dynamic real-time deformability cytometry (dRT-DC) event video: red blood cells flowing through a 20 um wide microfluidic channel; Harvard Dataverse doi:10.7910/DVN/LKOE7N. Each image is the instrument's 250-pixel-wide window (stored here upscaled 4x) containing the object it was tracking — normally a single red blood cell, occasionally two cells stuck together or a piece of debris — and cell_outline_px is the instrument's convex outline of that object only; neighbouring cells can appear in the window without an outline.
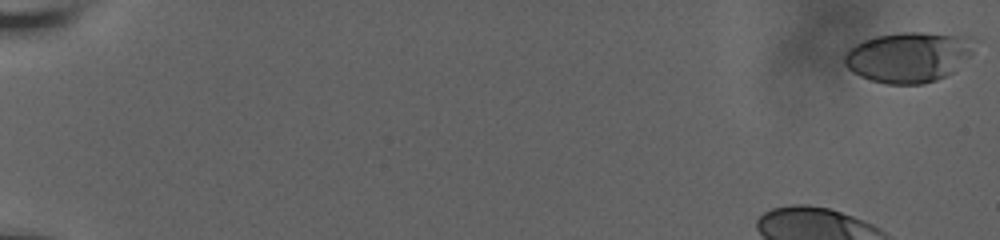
{"species": "human", "species_latin": "Homo sapiens", "temperature_condition": "room temperature", "stored_images_in_passage": 17, "camera_frame_rate_fps": 3000, "um_per_image_px": 0.085, "donor": {"sex": "male"}, "frame": {"image": 1, "passage_image": 1, "time_ms": 0.0, "image_size_px": [1000, 240], "cell_outline_px": [[980, 40], [972, 52], [952, 72], [936, 80], [924, 84], [888, 84], [872, 80], [860, 76], [852, 72], [844, 64], [844, 56], [856, 44], [864, 40], [876, 36], [904, 32], [920, 32], [976, 36]], "centroid_in_image_um": [77.29, 4.83], "position_along_channel_um": 7.7, "area_um2": 38.32}}
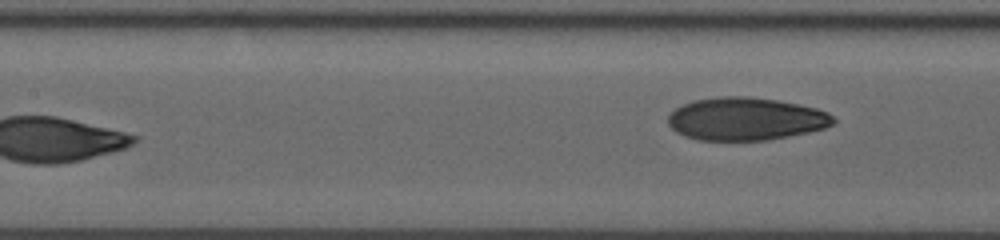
{"frame": {"image": 2, "passage_image": 17, "time_ms": 9.667, "image_size_px": [1000, 240], "cell_outline_px": [[836, 120], [832, 124], [824, 128], [808, 132], [768, 140], [696, 140], [684, 136], [676, 132], [668, 124], [668, 116], [676, 108], [692, 100], [716, 96], [748, 96], [776, 100], [816, 108], [828, 112]], "centroid_in_image_um": [63.36, 10.1], "position_along_channel_um": 144.0, "area_um2": 41.27}}